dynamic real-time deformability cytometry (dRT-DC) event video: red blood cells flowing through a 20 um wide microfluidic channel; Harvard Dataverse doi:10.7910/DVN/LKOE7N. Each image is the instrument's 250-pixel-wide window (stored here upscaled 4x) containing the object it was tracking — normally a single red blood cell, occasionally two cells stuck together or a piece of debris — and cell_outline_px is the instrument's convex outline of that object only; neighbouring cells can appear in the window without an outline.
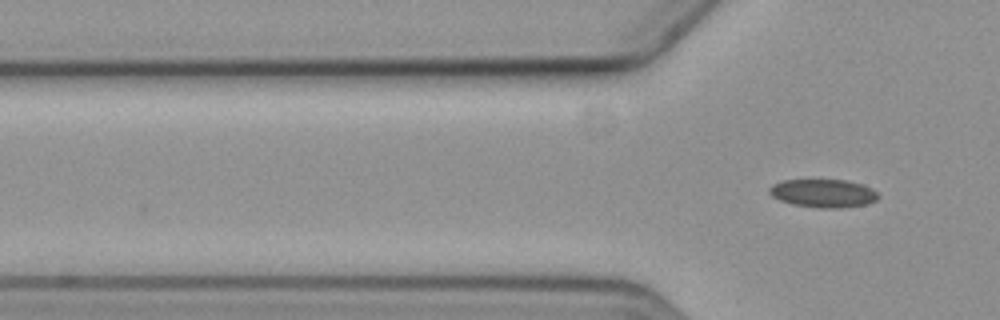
{"species": "common noctule bat (a hibernating species)", "species_latin": "Nyctalus noctula", "temperature_condition": "cold", "stored_images_in_passage": 4, "camera_frame_rate_fps": 3000, "um_per_image_px": 0.085, "animal": {"sex": "female", "body_mass_g": 19.3, "forearm_length_mm": 54.1}, "frame": {"image": 1, "passage_image": 4, "time_ms": 4.333, "image_size_px": [1000, 320], "cell_outline_px": [[880, 196], [876, 200], [868, 204], [844, 208], [820, 208], [792, 204], [780, 200], [772, 196], [768, 192], [768, 188], [772, 184], [780, 180], [848, 180], [872, 188]], "centroid_in_image_um": [69.97, 16.43], "position_along_channel_um": 55.8, "area_um2": 18.09}}